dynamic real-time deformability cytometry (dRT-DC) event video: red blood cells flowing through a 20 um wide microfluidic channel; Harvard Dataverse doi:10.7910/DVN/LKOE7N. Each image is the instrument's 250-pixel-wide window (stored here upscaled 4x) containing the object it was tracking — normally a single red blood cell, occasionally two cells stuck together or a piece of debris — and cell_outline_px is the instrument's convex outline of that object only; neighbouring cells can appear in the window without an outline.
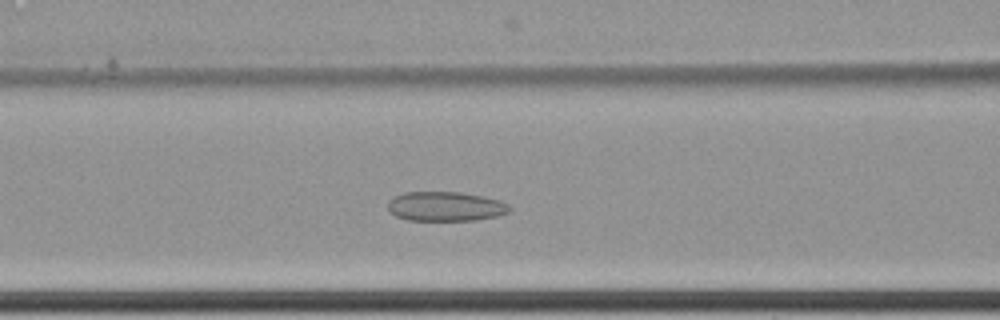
{"species": "common noctule bat (a hibernating species)", "species_latin": "Nyctalus noctula", "temperature_condition": "cold", "stored_images_in_passage": 61, "camera_frame_rate_fps": 3000, "um_per_image_px": 0.085, "animal": {"sex": "female", "body_mass_g": 22.7, "forearm_length_mm": 54.2}, "frame": {"image": 1, "passage_image": 27, "time_ms": 8.667, "image_size_px": [1000, 320], "cell_outline_px": [[512, 208], [508, 212], [496, 216], [476, 220], [408, 220], [396, 216], [388, 212], [388, 200], [404, 192], [460, 192], [484, 196], [500, 200], [508, 204]], "centroid_in_image_um": [37.86, 17.54], "position_along_channel_um": 128.7, "area_um2": 20.98}}
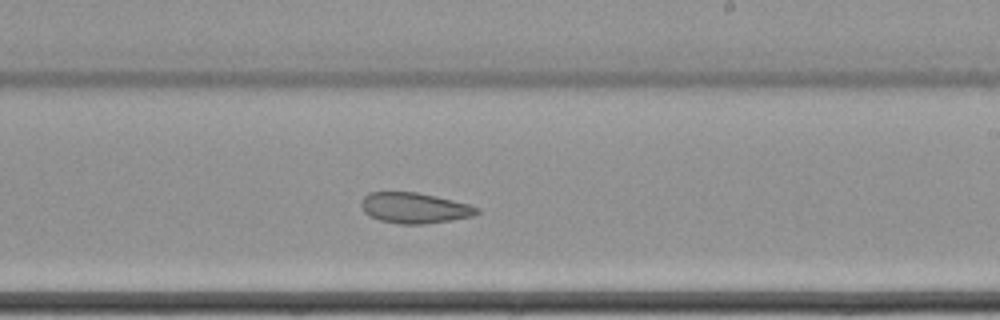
{"frame": {"image": 2, "passage_image": 38, "time_ms": 12.333, "image_size_px": [1000, 320], "cell_outline_px": [[480, 212], [472, 216], [452, 220], [420, 224], [400, 224], [380, 220], [368, 216], [364, 212], [360, 204], [364, 196], [368, 192], [416, 192], [436, 196], [468, 204], [480, 208]], "centroid_in_image_um": [35.21, 17.67], "position_along_channel_um": 253.8, "area_um2": 20.63}}
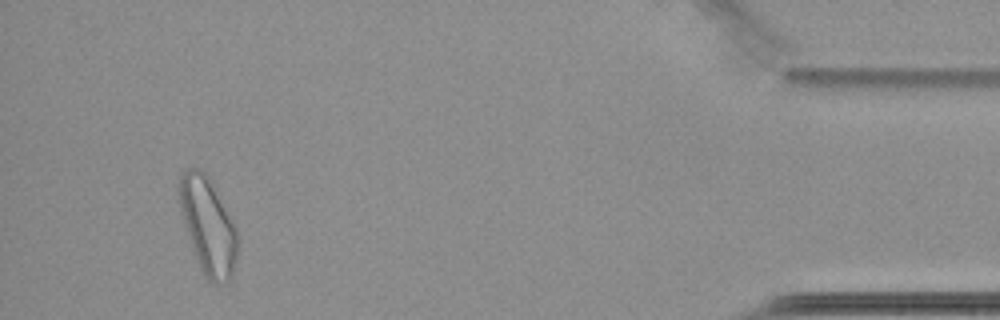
{"frame": {"image": 3, "passage_image": 58, "time_ms": 19.0, "image_size_px": [1000, 320], "cell_outline_px": [[240, 240], [236, 260], [232, 272], [228, 280], [224, 284], [212, 284], [204, 276], [196, 260], [180, 212], [176, 192], [176, 184], [180, 172], [184, 168], [200, 168], [208, 176], [232, 220], [236, 228]], "centroid_in_image_um": [17.63, 19.16], "position_along_channel_um": 417.6, "area_um2": 33.47}, "authors_computed_cell_mechanics": {"area_um2": 26.1834, "velocity_mm_per_s": 3.4125, "shape_relaxation_time_tau1_ms": null, "shape_relaxation_time_tau2_ms": 7.2445, "deformation_change_tau1": null, "deformation_change_tau2": 0.122}}